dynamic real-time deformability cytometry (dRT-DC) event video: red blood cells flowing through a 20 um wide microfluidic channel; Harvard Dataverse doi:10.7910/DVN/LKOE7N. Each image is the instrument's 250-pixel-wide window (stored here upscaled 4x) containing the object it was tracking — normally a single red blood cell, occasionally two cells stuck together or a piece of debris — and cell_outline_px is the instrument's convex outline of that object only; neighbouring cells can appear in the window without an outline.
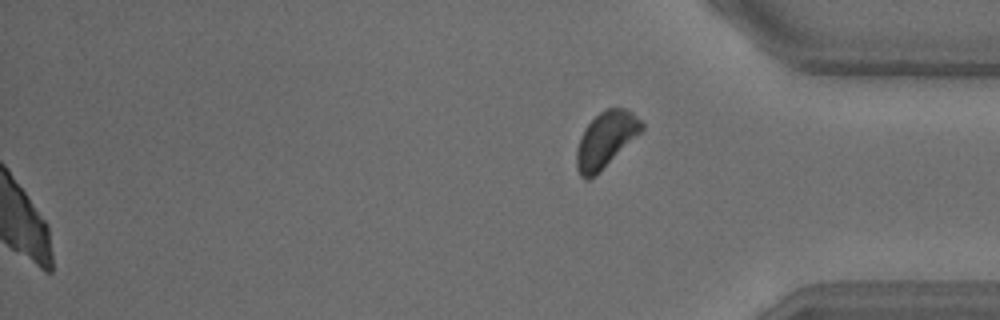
{"species": "common noctule bat (a hibernating species)", "species_latin": "Nyctalus noctula", "temperature_condition": "warm", "stored_images_in_passage": 30, "segment_of_instrument_passage": [2, 2], "camera_frame_rate_fps": 3000, "um_per_image_px": 0.085, "animal": {"sex": "male", "body_mass_g": 18.8}, "frame": {"image": 1, "passage_image": 30, "time_ms": 9.667, "image_size_px": [1000, 320], "cell_outline_px": [[644, 128], [600, 172], [588, 180], [584, 180], [580, 176], [576, 168], [576, 152], [580, 136], [584, 128], [600, 112], [608, 108], [624, 108], [632, 112], [644, 124]], "centroid_in_image_um": [51.45, 11.89], "position_along_channel_um": 383.7, "area_um2": 20.98}}